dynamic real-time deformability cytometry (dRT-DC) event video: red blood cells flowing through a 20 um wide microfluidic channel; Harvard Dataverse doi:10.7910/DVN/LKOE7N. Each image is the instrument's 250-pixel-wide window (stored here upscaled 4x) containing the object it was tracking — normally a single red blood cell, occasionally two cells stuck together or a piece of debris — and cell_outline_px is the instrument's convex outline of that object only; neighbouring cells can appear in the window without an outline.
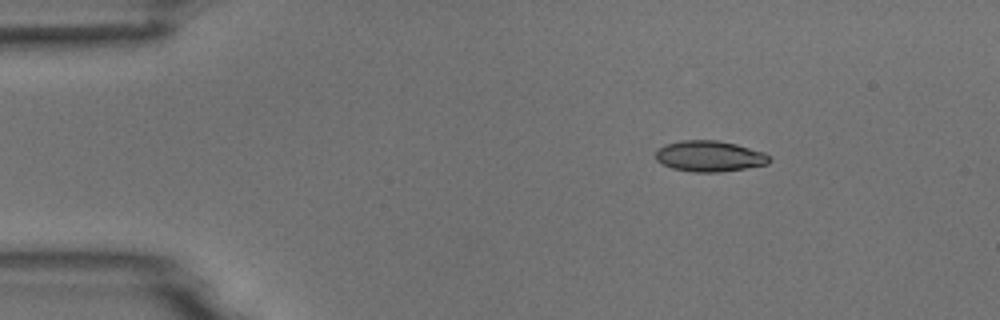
{"species": "common noctule bat (a hibernating species)", "species_latin": "Nyctalus noctula", "temperature_condition": "room temperature", "stored_images_in_passage": 4, "camera_frame_rate_fps": 3000, "um_per_image_px": 0.085, "animal": {"sex": "male", "body_mass_g": 18.8}, "frame": {"image": 1, "passage_image": 1, "time_ms": 0.0, "image_size_px": [1000, 320], "cell_outline_px": [[772, 160], [768, 164], [720, 172], [692, 172], [672, 168], [656, 160], [656, 152], [664, 144], [680, 140], [720, 140], [736, 144], [764, 152], [772, 156]], "centroid_in_image_um": [60.34, 13.27], "position_along_channel_um": 24.7, "area_um2": 20.58}}